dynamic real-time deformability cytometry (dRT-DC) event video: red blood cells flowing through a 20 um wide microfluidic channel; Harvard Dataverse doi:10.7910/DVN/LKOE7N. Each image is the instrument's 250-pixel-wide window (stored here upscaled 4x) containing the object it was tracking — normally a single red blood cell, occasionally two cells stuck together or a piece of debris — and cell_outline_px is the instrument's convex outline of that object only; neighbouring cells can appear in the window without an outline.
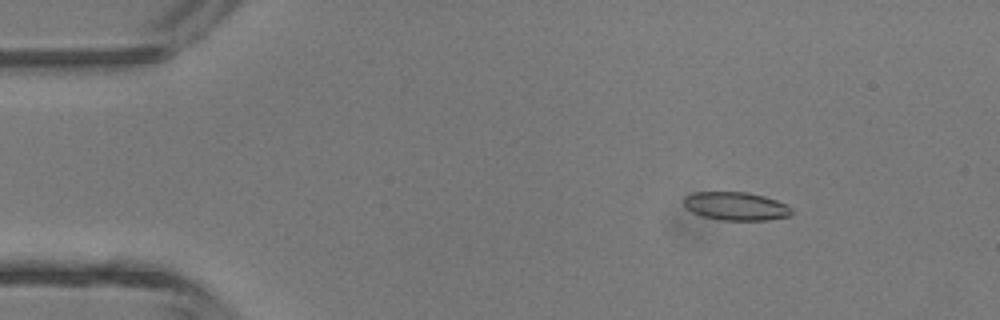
{"species": "common noctule bat (a hibernating species)", "species_latin": "Nyctalus noctula", "temperature_condition": "room temperature", "stored_images_in_passage": 47, "camera_frame_rate_fps": 3000, "um_per_image_px": 0.085, "animal": {"sex": "male", "body_mass_g": 13.3}, "frame": {"image": 1, "passage_image": 7, "time_ms": 2.0, "image_size_px": [1000, 320], "cell_outline_px": [[792, 216], [768, 220], [720, 220], [704, 216], [692, 212], [684, 208], [684, 196], [692, 192], [748, 192], [764, 196], [788, 204], [792, 208]], "centroid_in_image_um": [62.57, 17.52], "position_along_channel_um": 22.4, "area_um2": 18.03}}
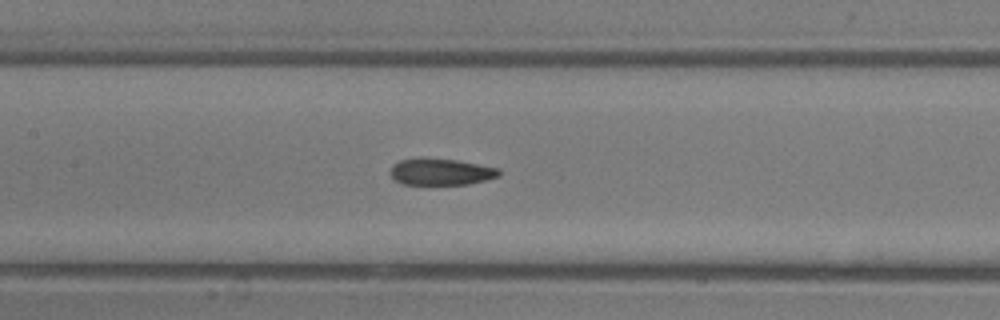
{"frame": {"image": 2, "passage_image": 22, "time_ms": 7.0, "image_size_px": [1000, 320], "cell_outline_px": [[500, 176], [468, 184], [404, 184], [396, 180], [388, 172], [392, 164], [400, 160], [420, 156], [456, 160], [500, 168]], "centroid_in_image_um": [37.43, 14.57], "position_along_channel_um": 170.0, "area_um2": 17.11}}
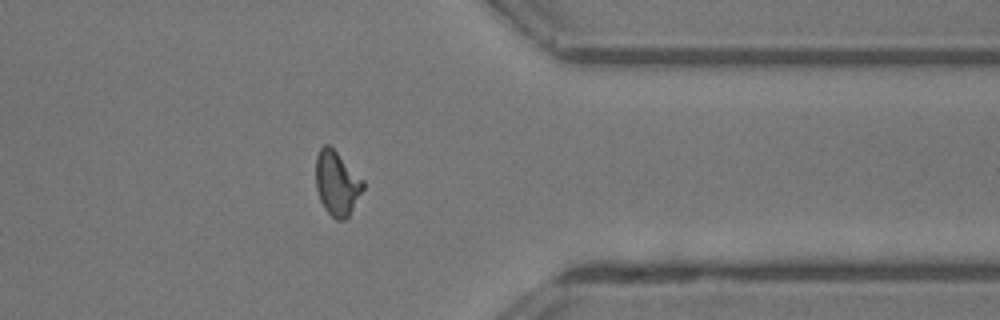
{"frame": {"image": 3, "passage_image": 37, "time_ms": 12.0, "image_size_px": [1000, 320], "cell_outline_px": [[364, 188], [348, 216], [344, 220], [336, 220], [324, 208], [320, 200], [316, 188], [316, 156], [320, 148], [324, 144], [328, 144], [364, 180]], "centroid_in_image_um": [28.63, 15.58], "position_along_channel_um": 382.8, "area_um2": 17.51}, "authors_computed_cell_mechanics": {"area_um2": 17.629, "velocity_mm_per_s": 4.5187, "shape_relaxation_time_tau1_ms": 8.3722, "shape_relaxation_time_tau2_ms": 2.1701, "deformation_change_tau1": 0.1882, "deformation_change_tau2": 0.0871}}